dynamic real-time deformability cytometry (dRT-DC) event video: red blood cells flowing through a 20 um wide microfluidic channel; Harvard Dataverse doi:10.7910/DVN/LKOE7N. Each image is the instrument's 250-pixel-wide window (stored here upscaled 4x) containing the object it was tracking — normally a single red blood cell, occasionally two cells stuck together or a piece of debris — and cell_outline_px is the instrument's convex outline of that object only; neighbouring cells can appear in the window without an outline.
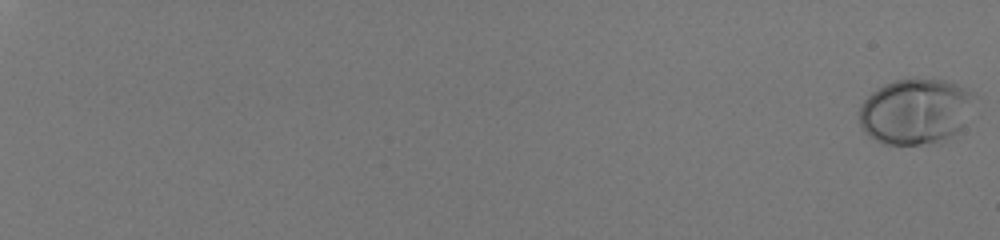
{"species": "human", "species_latin": "Homo sapiens", "temperature_condition": "room temperature", "stored_images_in_passage": 58, "camera_frame_rate_fps": 3000, "um_per_image_px": 0.085, "donor": {"sex": "male"}, "frame": {"image": 1, "passage_image": 1, "time_ms": 0.0, "image_size_px": [1000, 240], "cell_outline_px": [[976, 92], [960, 128], [952, 136], [940, 144], [884, 144], [868, 136], [860, 124], [860, 108], [864, 100], [872, 92], [884, 84], [896, 80], [944, 80], [956, 84]], "centroid_in_image_um": [77.8, 9.49], "position_along_channel_um": 7.2, "area_um2": 43.58}}
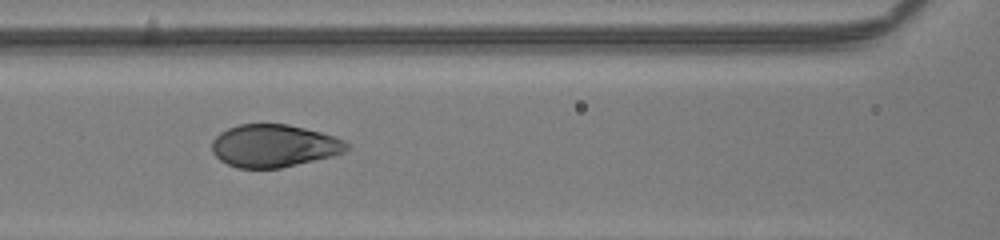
{"frame": {"image": 2, "passage_image": 33, "time_ms": 10.667, "image_size_px": [1000, 240], "cell_outline_px": [[348, 148], [344, 152], [332, 156], [280, 168], [236, 168], [220, 160], [212, 152], [212, 140], [220, 132], [236, 124], [288, 124], [336, 136], [344, 140], [348, 144]], "centroid_in_image_um": [23.27, 12.39], "position_along_channel_um": 143.3, "area_um2": 33.52}}
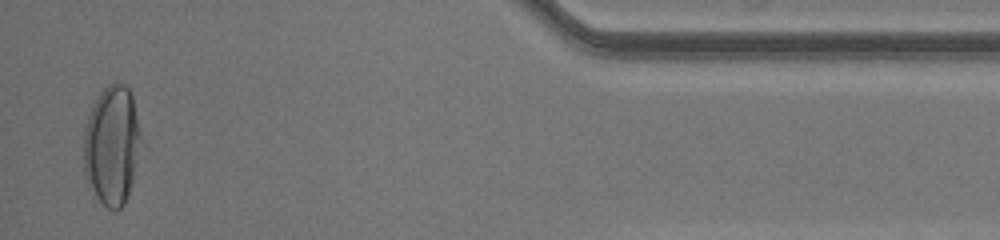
{"frame": {"image": 3, "passage_image": 57, "time_ms": 18.667, "image_size_px": [1000, 240], "cell_outline_px": [[144, 144], [128, 196], [124, 204], [116, 212], [108, 208], [96, 196], [84, 176], [84, 128], [92, 104], [100, 92], [108, 84], [124, 84], [128, 88], [132, 96], [144, 140]], "centroid_in_image_um": [9.55, 12.36], "position_along_channel_um": 425.6, "area_um2": 40.69}, "authors_computed_cell_mechanics": {"area_um2": 37.0209, "velocity_mm_per_s": 4.0808, "shape_relaxation_time_tau1_ms": 2.7218, "shape_relaxation_time_tau2_ms": null, "deformation_change_tau1": 0.1795, "deformation_change_tau2": null}}